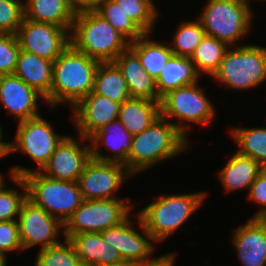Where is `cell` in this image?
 I'll return each mask as SVG.
<instances>
[{
	"label": "cell",
	"mask_w": 266,
	"mask_h": 266,
	"mask_svg": "<svg viewBox=\"0 0 266 266\" xmlns=\"http://www.w3.org/2000/svg\"><path fill=\"white\" fill-rule=\"evenodd\" d=\"M190 144L169 120L161 115L140 134L132 138L127 170L133 175L189 151Z\"/></svg>",
	"instance_id": "obj_1"
},
{
	"label": "cell",
	"mask_w": 266,
	"mask_h": 266,
	"mask_svg": "<svg viewBox=\"0 0 266 266\" xmlns=\"http://www.w3.org/2000/svg\"><path fill=\"white\" fill-rule=\"evenodd\" d=\"M100 62L71 44L54 60L50 107L67 103L74 107L93 90Z\"/></svg>",
	"instance_id": "obj_2"
},
{
	"label": "cell",
	"mask_w": 266,
	"mask_h": 266,
	"mask_svg": "<svg viewBox=\"0 0 266 266\" xmlns=\"http://www.w3.org/2000/svg\"><path fill=\"white\" fill-rule=\"evenodd\" d=\"M9 171V175L23 178L27 189V199L63 224L84 200L76 181L52 179L40 171L17 164L13 165Z\"/></svg>",
	"instance_id": "obj_3"
},
{
	"label": "cell",
	"mask_w": 266,
	"mask_h": 266,
	"mask_svg": "<svg viewBox=\"0 0 266 266\" xmlns=\"http://www.w3.org/2000/svg\"><path fill=\"white\" fill-rule=\"evenodd\" d=\"M129 41L94 10L75 13L70 44L99 62H113Z\"/></svg>",
	"instance_id": "obj_4"
},
{
	"label": "cell",
	"mask_w": 266,
	"mask_h": 266,
	"mask_svg": "<svg viewBox=\"0 0 266 266\" xmlns=\"http://www.w3.org/2000/svg\"><path fill=\"white\" fill-rule=\"evenodd\" d=\"M207 192L161 194L138 213L145 229L158 244L178 230L204 204Z\"/></svg>",
	"instance_id": "obj_5"
},
{
	"label": "cell",
	"mask_w": 266,
	"mask_h": 266,
	"mask_svg": "<svg viewBox=\"0 0 266 266\" xmlns=\"http://www.w3.org/2000/svg\"><path fill=\"white\" fill-rule=\"evenodd\" d=\"M212 78L232 90H251L266 82V47L242 43L229 47Z\"/></svg>",
	"instance_id": "obj_6"
},
{
	"label": "cell",
	"mask_w": 266,
	"mask_h": 266,
	"mask_svg": "<svg viewBox=\"0 0 266 266\" xmlns=\"http://www.w3.org/2000/svg\"><path fill=\"white\" fill-rule=\"evenodd\" d=\"M199 85L198 81L170 90L160 101V115L169 120L186 138L191 128L190 123L205 127L211 125L217 114L203 87Z\"/></svg>",
	"instance_id": "obj_7"
},
{
	"label": "cell",
	"mask_w": 266,
	"mask_h": 266,
	"mask_svg": "<svg viewBox=\"0 0 266 266\" xmlns=\"http://www.w3.org/2000/svg\"><path fill=\"white\" fill-rule=\"evenodd\" d=\"M196 19L206 35L225 42L229 47L251 31L253 10L245 0H208ZM239 39V40H238Z\"/></svg>",
	"instance_id": "obj_8"
},
{
	"label": "cell",
	"mask_w": 266,
	"mask_h": 266,
	"mask_svg": "<svg viewBox=\"0 0 266 266\" xmlns=\"http://www.w3.org/2000/svg\"><path fill=\"white\" fill-rule=\"evenodd\" d=\"M131 198L83 200L64 224V238L85 232H102L124 221L134 206Z\"/></svg>",
	"instance_id": "obj_9"
},
{
	"label": "cell",
	"mask_w": 266,
	"mask_h": 266,
	"mask_svg": "<svg viewBox=\"0 0 266 266\" xmlns=\"http://www.w3.org/2000/svg\"><path fill=\"white\" fill-rule=\"evenodd\" d=\"M40 115L33 119L17 122L14 142H10V154L21 152L37 164L41 171L65 135L55 132L54 126Z\"/></svg>",
	"instance_id": "obj_10"
},
{
	"label": "cell",
	"mask_w": 266,
	"mask_h": 266,
	"mask_svg": "<svg viewBox=\"0 0 266 266\" xmlns=\"http://www.w3.org/2000/svg\"><path fill=\"white\" fill-rule=\"evenodd\" d=\"M19 237L23 250L39 245V250L60 243L59 234L64 236V224L41 207L26 199L17 217Z\"/></svg>",
	"instance_id": "obj_11"
},
{
	"label": "cell",
	"mask_w": 266,
	"mask_h": 266,
	"mask_svg": "<svg viewBox=\"0 0 266 266\" xmlns=\"http://www.w3.org/2000/svg\"><path fill=\"white\" fill-rule=\"evenodd\" d=\"M132 176L123 164L91 158L77 183L84 200L117 199V191Z\"/></svg>",
	"instance_id": "obj_12"
},
{
	"label": "cell",
	"mask_w": 266,
	"mask_h": 266,
	"mask_svg": "<svg viewBox=\"0 0 266 266\" xmlns=\"http://www.w3.org/2000/svg\"><path fill=\"white\" fill-rule=\"evenodd\" d=\"M70 30L24 18L16 37L20 49L54 60L70 45Z\"/></svg>",
	"instance_id": "obj_13"
},
{
	"label": "cell",
	"mask_w": 266,
	"mask_h": 266,
	"mask_svg": "<svg viewBox=\"0 0 266 266\" xmlns=\"http://www.w3.org/2000/svg\"><path fill=\"white\" fill-rule=\"evenodd\" d=\"M129 217L130 215L120 224L101 232L104 240L118 250L123 261L127 264L150 258L156 249V245L153 244L156 242L145 229L138 212L135 218L142 235L135 228V220L133 221Z\"/></svg>",
	"instance_id": "obj_14"
},
{
	"label": "cell",
	"mask_w": 266,
	"mask_h": 266,
	"mask_svg": "<svg viewBox=\"0 0 266 266\" xmlns=\"http://www.w3.org/2000/svg\"><path fill=\"white\" fill-rule=\"evenodd\" d=\"M78 137L66 135L40 172L52 179L77 182L91 159L90 144L86 145L89 140L81 135Z\"/></svg>",
	"instance_id": "obj_15"
},
{
	"label": "cell",
	"mask_w": 266,
	"mask_h": 266,
	"mask_svg": "<svg viewBox=\"0 0 266 266\" xmlns=\"http://www.w3.org/2000/svg\"><path fill=\"white\" fill-rule=\"evenodd\" d=\"M120 103L111 99L90 92L86 97L81 99L72 110V123L77 127V135L89 138L102 126L118 119Z\"/></svg>",
	"instance_id": "obj_16"
},
{
	"label": "cell",
	"mask_w": 266,
	"mask_h": 266,
	"mask_svg": "<svg viewBox=\"0 0 266 266\" xmlns=\"http://www.w3.org/2000/svg\"><path fill=\"white\" fill-rule=\"evenodd\" d=\"M45 98L14 74L0 75V104L18 122L40 116L38 100Z\"/></svg>",
	"instance_id": "obj_17"
},
{
	"label": "cell",
	"mask_w": 266,
	"mask_h": 266,
	"mask_svg": "<svg viewBox=\"0 0 266 266\" xmlns=\"http://www.w3.org/2000/svg\"><path fill=\"white\" fill-rule=\"evenodd\" d=\"M232 245L242 266H266V219L250 218L235 228Z\"/></svg>",
	"instance_id": "obj_18"
},
{
	"label": "cell",
	"mask_w": 266,
	"mask_h": 266,
	"mask_svg": "<svg viewBox=\"0 0 266 266\" xmlns=\"http://www.w3.org/2000/svg\"><path fill=\"white\" fill-rule=\"evenodd\" d=\"M133 136L116 119L106 126H102L88 140L90 144L91 158L104 162L123 164L127 168V158L131 150ZM111 150V154L101 153L100 147Z\"/></svg>",
	"instance_id": "obj_19"
},
{
	"label": "cell",
	"mask_w": 266,
	"mask_h": 266,
	"mask_svg": "<svg viewBox=\"0 0 266 266\" xmlns=\"http://www.w3.org/2000/svg\"><path fill=\"white\" fill-rule=\"evenodd\" d=\"M83 266H120L126 264L118 250L107 243L101 232H85L68 239Z\"/></svg>",
	"instance_id": "obj_20"
},
{
	"label": "cell",
	"mask_w": 266,
	"mask_h": 266,
	"mask_svg": "<svg viewBox=\"0 0 266 266\" xmlns=\"http://www.w3.org/2000/svg\"><path fill=\"white\" fill-rule=\"evenodd\" d=\"M54 62L36 54L20 50L14 75L23 80L45 98L50 106Z\"/></svg>",
	"instance_id": "obj_21"
},
{
	"label": "cell",
	"mask_w": 266,
	"mask_h": 266,
	"mask_svg": "<svg viewBox=\"0 0 266 266\" xmlns=\"http://www.w3.org/2000/svg\"><path fill=\"white\" fill-rule=\"evenodd\" d=\"M121 70L131 97L146 98L160 103L155 80L147 73L138 56L128 47L113 61Z\"/></svg>",
	"instance_id": "obj_22"
},
{
	"label": "cell",
	"mask_w": 266,
	"mask_h": 266,
	"mask_svg": "<svg viewBox=\"0 0 266 266\" xmlns=\"http://www.w3.org/2000/svg\"><path fill=\"white\" fill-rule=\"evenodd\" d=\"M234 152L218 171L217 177L222 182L226 193L243 189L248 192L250 185L264 167L251 157L241 155L237 151Z\"/></svg>",
	"instance_id": "obj_23"
},
{
	"label": "cell",
	"mask_w": 266,
	"mask_h": 266,
	"mask_svg": "<svg viewBox=\"0 0 266 266\" xmlns=\"http://www.w3.org/2000/svg\"><path fill=\"white\" fill-rule=\"evenodd\" d=\"M159 116V102L131 97L120 105L118 120L134 136L143 132Z\"/></svg>",
	"instance_id": "obj_24"
},
{
	"label": "cell",
	"mask_w": 266,
	"mask_h": 266,
	"mask_svg": "<svg viewBox=\"0 0 266 266\" xmlns=\"http://www.w3.org/2000/svg\"><path fill=\"white\" fill-rule=\"evenodd\" d=\"M150 38L151 33H144L136 41L130 42L129 48L138 56L147 73L156 80L174 54L168 42L163 43Z\"/></svg>",
	"instance_id": "obj_25"
},
{
	"label": "cell",
	"mask_w": 266,
	"mask_h": 266,
	"mask_svg": "<svg viewBox=\"0 0 266 266\" xmlns=\"http://www.w3.org/2000/svg\"><path fill=\"white\" fill-rule=\"evenodd\" d=\"M200 77L191 58L173 55L155 80L158 95L162 97L170 90L196 83Z\"/></svg>",
	"instance_id": "obj_26"
},
{
	"label": "cell",
	"mask_w": 266,
	"mask_h": 266,
	"mask_svg": "<svg viewBox=\"0 0 266 266\" xmlns=\"http://www.w3.org/2000/svg\"><path fill=\"white\" fill-rule=\"evenodd\" d=\"M75 13L66 0H25L24 18L71 29Z\"/></svg>",
	"instance_id": "obj_27"
},
{
	"label": "cell",
	"mask_w": 266,
	"mask_h": 266,
	"mask_svg": "<svg viewBox=\"0 0 266 266\" xmlns=\"http://www.w3.org/2000/svg\"><path fill=\"white\" fill-rule=\"evenodd\" d=\"M92 92L122 104L131 98L126 80L114 62H100Z\"/></svg>",
	"instance_id": "obj_28"
},
{
	"label": "cell",
	"mask_w": 266,
	"mask_h": 266,
	"mask_svg": "<svg viewBox=\"0 0 266 266\" xmlns=\"http://www.w3.org/2000/svg\"><path fill=\"white\" fill-rule=\"evenodd\" d=\"M239 154L251 157L266 168V127H236L230 130Z\"/></svg>",
	"instance_id": "obj_29"
},
{
	"label": "cell",
	"mask_w": 266,
	"mask_h": 266,
	"mask_svg": "<svg viewBox=\"0 0 266 266\" xmlns=\"http://www.w3.org/2000/svg\"><path fill=\"white\" fill-rule=\"evenodd\" d=\"M229 46L215 37L205 35L196 47L191 61L194 63L197 73L212 77L218 70L220 62Z\"/></svg>",
	"instance_id": "obj_30"
},
{
	"label": "cell",
	"mask_w": 266,
	"mask_h": 266,
	"mask_svg": "<svg viewBox=\"0 0 266 266\" xmlns=\"http://www.w3.org/2000/svg\"><path fill=\"white\" fill-rule=\"evenodd\" d=\"M177 31H174V37L169 42L173 54L181 57L193 55L196 47L200 44L206 32L197 19L192 21H180Z\"/></svg>",
	"instance_id": "obj_31"
},
{
	"label": "cell",
	"mask_w": 266,
	"mask_h": 266,
	"mask_svg": "<svg viewBox=\"0 0 266 266\" xmlns=\"http://www.w3.org/2000/svg\"><path fill=\"white\" fill-rule=\"evenodd\" d=\"M94 11L104 20L108 21L109 24L129 42L136 41L144 34L114 0H106Z\"/></svg>",
	"instance_id": "obj_32"
},
{
	"label": "cell",
	"mask_w": 266,
	"mask_h": 266,
	"mask_svg": "<svg viewBox=\"0 0 266 266\" xmlns=\"http://www.w3.org/2000/svg\"><path fill=\"white\" fill-rule=\"evenodd\" d=\"M125 14L144 32L155 30L159 11L154 0H114Z\"/></svg>",
	"instance_id": "obj_33"
},
{
	"label": "cell",
	"mask_w": 266,
	"mask_h": 266,
	"mask_svg": "<svg viewBox=\"0 0 266 266\" xmlns=\"http://www.w3.org/2000/svg\"><path fill=\"white\" fill-rule=\"evenodd\" d=\"M9 177L24 192H18L15 187L7 186L5 178L0 182V221L17 220L22 203L27 199V189L23 178L12 175Z\"/></svg>",
	"instance_id": "obj_34"
},
{
	"label": "cell",
	"mask_w": 266,
	"mask_h": 266,
	"mask_svg": "<svg viewBox=\"0 0 266 266\" xmlns=\"http://www.w3.org/2000/svg\"><path fill=\"white\" fill-rule=\"evenodd\" d=\"M64 241L55 246L40 249L34 266H83L72 243L66 238Z\"/></svg>",
	"instance_id": "obj_35"
},
{
	"label": "cell",
	"mask_w": 266,
	"mask_h": 266,
	"mask_svg": "<svg viewBox=\"0 0 266 266\" xmlns=\"http://www.w3.org/2000/svg\"><path fill=\"white\" fill-rule=\"evenodd\" d=\"M23 19V0H0V33L16 35Z\"/></svg>",
	"instance_id": "obj_36"
},
{
	"label": "cell",
	"mask_w": 266,
	"mask_h": 266,
	"mask_svg": "<svg viewBox=\"0 0 266 266\" xmlns=\"http://www.w3.org/2000/svg\"><path fill=\"white\" fill-rule=\"evenodd\" d=\"M20 50L16 35L0 33V75L14 73Z\"/></svg>",
	"instance_id": "obj_37"
},
{
	"label": "cell",
	"mask_w": 266,
	"mask_h": 266,
	"mask_svg": "<svg viewBox=\"0 0 266 266\" xmlns=\"http://www.w3.org/2000/svg\"><path fill=\"white\" fill-rule=\"evenodd\" d=\"M13 251H24L17 220L0 221V257L8 261L7 254Z\"/></svg>",
	"instance_id": "obj_38"
},
{
	"label": "cell",
	"mask_w": 266,
	"mask_h": 266,
	"mask_svg": "<svg viewBox=\"0 0 266 266\" xmlns=\"http://www.w3.org/2000/svg\"><path fill=\"white\" fill-rule=\"evenodd\" d=\"M247 195L250 201L261 206L252 218L266 219V168H263L257 175Z\"/></svg>",
	"instance_id": "obj_39"
},
{
	"label": "cell",
	"mask_w": 266,
	"mask_h": 266,
	"mask_svg": "<svg viewBox=\"0 0 266 266\" xmlns=\"http://www.w3.org/2000/svg\"><path fill=\"white\" fill-rule=\"evenodd\" d=\"M176 253H166L156 258L153 255L145 260L128 263V266H175Z\"/></svg>",
	"instance_id": "obj_40"
},
{
	"label": "cell",
	"mask_w": 266,
	"mask_h": 266,
	"mask_svg": "<svg viewBox=\"0 0 266 266\" xmlns=\"http://www.w3.org/2000/svg\"><path fill=\"white\" fill-rule=\"evenodd\" d=\"M66 3L74 13L87 11V0H66Z\"/></svg>",
	"instance_id": "obj_41"
},
{
	"label": "cell",
	"mask_w": 266,
	"mask_h": 266,
	"mask_svg": "<svg viewBox=\"0 0 266 266\" xmlns=\"http://www.w3.org/2000/svg\"><path fill=\"white\" fill-rule=\"evenodd\" d=\"M3 127H1V123H0V157L3 158L5 156L9 155L10 152V141L5 142L3 141Z\"/></svg>",
	"instance_id": "obj_42"
},
{
	"label": "cell",
	"mask_w": 266,
	"mask_h": 266,
	"mask_svg": "<svg viewBox=\"0 0 266 266\" xmlns=\"http://www.w3.org/2000/svg\"><path fill=\"white\" fill-rule=\"evenodd\" d=\"M106 0H87V11L95 10L101 3H104Z\"/></svg>",
	"instance_id": "obj_43"
},
{
	"label": "cell",
	"mask_w": 266,
	"mask_h": 266,
	"mask_svg": "<svg viewBox=\"0 0 266 266\" xmlns=\"http://www.w3.org/2000/svg\"><path fill=\"white\" fill-rule=\"evenodd\" d=\"M7 262L5 259H0V266H7Z\"/></svg>",
	"instance_id": "obj_44"
},
{
	"label": "cell",
	"mask_w": 266,
	"mask_h": 266,
	"mask_svg": "<svg viewBox=\"0 0 266 266\" xmlns=\"http://www.w3.org/2000/svg\"><path fill=\"white\" fill-rule=\"evenodd\" d=\"M246 2H247V4L249 5V7L251 8V4H250V1L251 0H245ZM253 1H255V0H253ZM257 1H266V0H257Z\"/></svg>",
	"instance_id": "obj_45"
},
{
	"label": "cell",
	"mask_w": 266,
	"mask_h": 266,
	"mask_svg": "<svg viewBox=\"0 0 266 266\" xmlns=\"http://www.w3.org/2000/svg\"><path fill=\"white\" fill-rule=\"evenodd\" d=\"M5 178V175H3L1 172H0V182Z\"/></svg>",
	"instance_id": "obj_46"
}]
</instances>
